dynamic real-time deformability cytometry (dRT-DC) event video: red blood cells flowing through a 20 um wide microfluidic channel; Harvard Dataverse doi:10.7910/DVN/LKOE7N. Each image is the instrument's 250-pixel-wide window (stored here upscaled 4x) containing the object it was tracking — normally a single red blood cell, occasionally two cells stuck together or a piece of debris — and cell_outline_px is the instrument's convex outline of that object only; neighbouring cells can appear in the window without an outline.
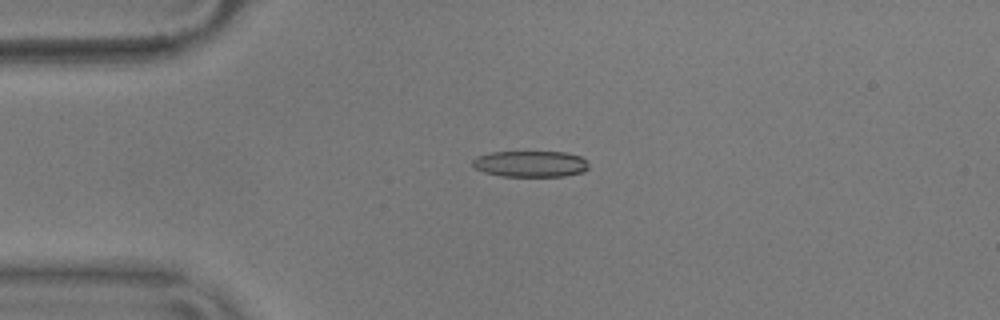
{"species": "common noctule bat (a hibernating species)", "species_latin": "Nyctalus noctula", "temperature_condition": "warm", "stored_images_in_passage": 43, "camera_frame_rate_fps": 3000, "um_per_image_px": 0.085, "animal": {"sex": "male", "body_mass_g": 17.9}, "frame": {"image": 1, "passage_image": 1, "time_ms": 0.0, "image_size_px": [1000, 320], "cell_outline_px": [[588, 168], [584, 172], [564, 176], [500, 176], [484, 172], [476, 168], [472, 164], [472, 160], [476, 156], [492, 152], [564, 152], [580, 156], [588, 160]], "centroid_in_image_um": [45.1, 13.93], "position_along_channel_um": 39.9, "area_um2": 17.8}}
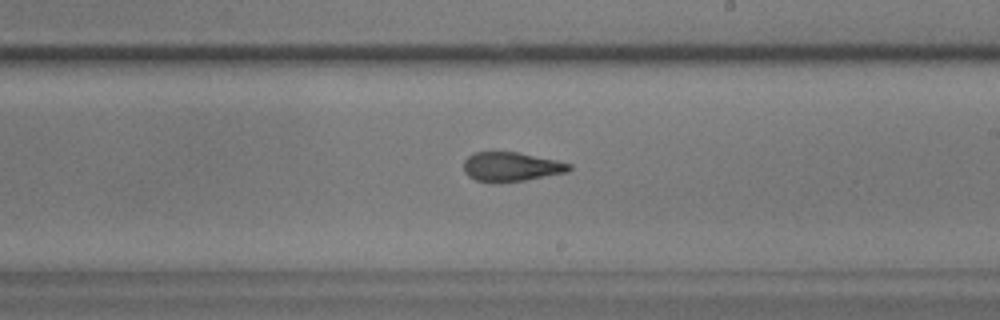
{"frame": {"image": 2, "passage_image": 20, "time_ms": 6.333, "image_size_px": [1000, 320], "cell_outline_px": [[572, 168], [568, 172], [524, 180], [492, 184], [476, 180], [468, 176], [464, 172], [464, 160], [468, 156], [476, 152], [516, 152], [556, 160], [572, 164]], "centroid_in_image_um": [43.43, 14.19], "position_along_channel_um": 245.6, "area_um2": 18.09}}
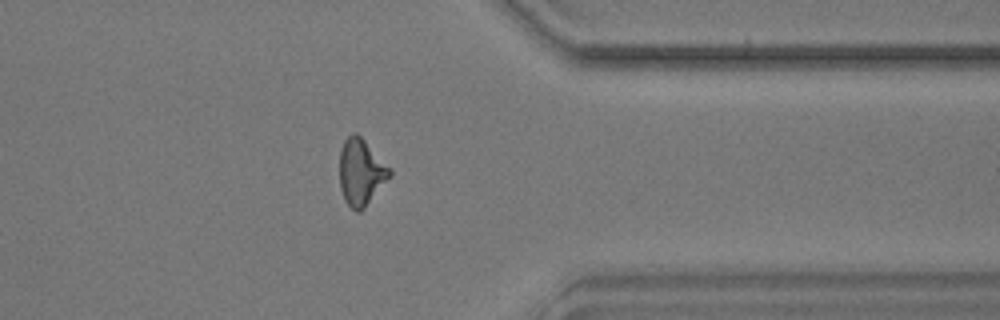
{"frame": {"image": 3, "passage_image": 32, "time_ms": 10.333, "image_size_px": [1000, 320], "cell_outline_px": [[392, 176], [364, 208], [360, 212], [356, 212], [344, 200], [340, 188], [340, 148], [344, 140], [352, 132], [356, 132], [392, 168]], "centroid_in_image_um": [30.7, 14.63], "position_along_channel_um": 380.7, "area_um2": 19.65}, "authors_computed_cell_mechanics": {"area_um2": 18.4382, "velocity_mm_per_s": 3.6352, "shape_relaxation_time_tau1_ms": null, "shape_relaxation_time_tau2_ms": 2.0337, "deformation_change_tau1": null, "deformation_change_tau2": 0.1088}}